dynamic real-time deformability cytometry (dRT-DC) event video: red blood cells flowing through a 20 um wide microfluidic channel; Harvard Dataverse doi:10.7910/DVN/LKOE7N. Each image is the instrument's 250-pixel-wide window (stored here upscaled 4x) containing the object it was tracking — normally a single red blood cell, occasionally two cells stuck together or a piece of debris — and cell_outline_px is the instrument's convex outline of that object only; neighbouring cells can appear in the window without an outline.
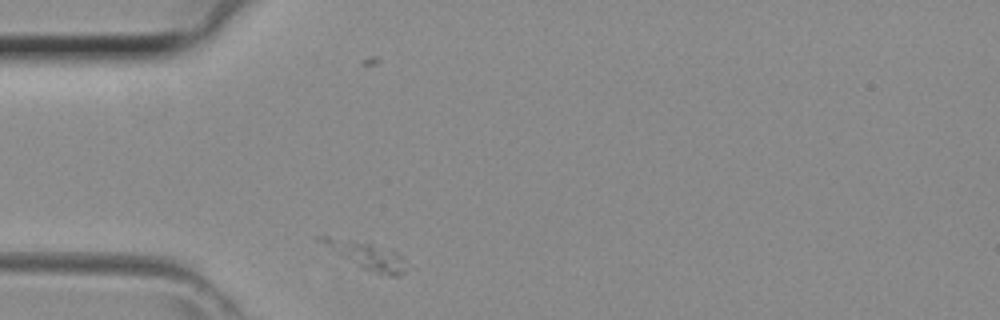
{"species": "common noctule bat (a hibernating species)", "species_latin": "Nyctalus noctula", "temperature_condition": "room temperature", "stored_images_in_passage": 28, "camera_frame_rate_fps": 3000, "um_per_image_px": 0.085, "animal": {"sex": "female", "body_mass_g": 29.2, "forearm_length_mm": 56.3}, "frame": {"image": 1, "passage_image": 1, "time_ms": 0.0, "image_size_px": [1000, 320], "cell_outline_px": [[416, 268], [400, 276], [388, 276], [376, 272], [360, 264], [316, 240], [316, 236], [328, 236], [352, 240], [392, 248], [404, 256]], "centroid_in_image_um": [31.48, 21.73], "position_along_channel_um": 53.5, "area_um2": 13.41}}
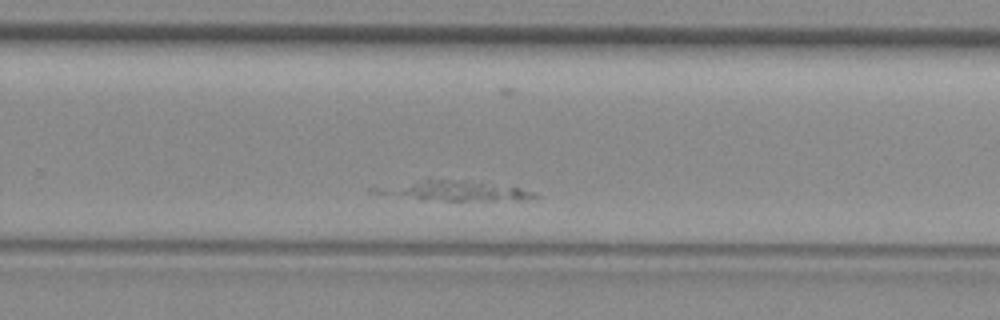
{"frame": {"image": 2, "passage_image": 18, "time_ms": 5.667, "image_size_px": [1000, 320], "cell_outline_px": [[536, 196], [520, 200], [420, 200], [400, 192], [424, 180], [452, 180], [520, 188], [532, 192]], "centroid_in_image_um": [39.48, 16.27], "position_along_channel_um": 290.3, "area_um2": 14.57}}
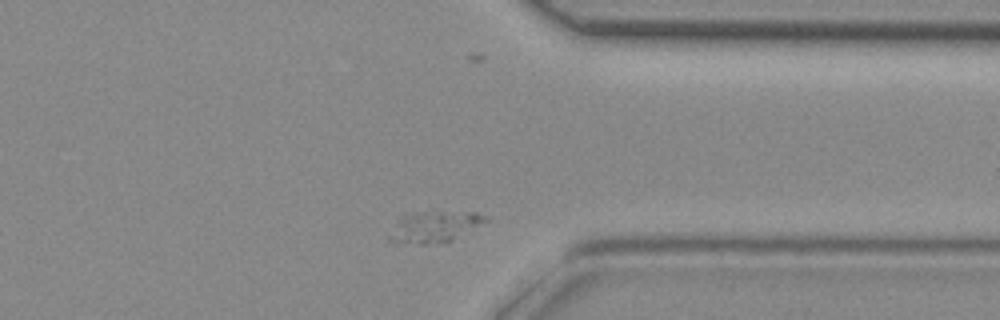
{"frame": {"image": 3, "passage_image": 24, "time_ms": 7.667, "image_size_px": [1000, 320], "cell_outline_px": [[488, 220], [452, 240], [424, 244], [420, 244], [388, 240], [388, 236], [396, 224], [404, 216], [420, 212], [476, 212], [488, 216]], "centroid_in_image_um": [36.97, 19.26], "position_along_channel_um": 374.4, "area_um2": 16.7}}